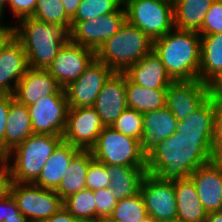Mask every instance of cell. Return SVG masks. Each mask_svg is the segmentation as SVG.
<instances>
[{
    "mask_svg": "<svg viewBox=\"0 0 222 222\" xmlns=\"http://www.w3.org/2000/svg\"><path fill=\"white\" fill-rule=\"evenodd\" d=\"M213 138L176 131L146 153L147 173L168 181L188 178L213 160Z\"/></svg>",
    "mask_w": 222,
    "mask_h": 222,
    "instance_id": "obj_1",
    "label": "cell"
},
{
    "mask_svg": "<svg viewBox=\"0 0 222 222\" xmlns=\"http://www.w3.org/2000/svg\"><path fill=\"white\" fill-rule=\"evenodd\" d=\"M153 52L173 81L199 79L201 42L197 31L174 28L153 40Z\"/></svg>",
    "mask_w": 222,
    "mask_h": 222,
    "instance_id": "obj_2",
    "label": "cell"
},
{
    "mask_svg": "<svg viewBox=\"0 0 222 222\" xmlns=\"http://www.w3.org/2000/svg\"><path fill=\"white\" fill-rule=\"evenodd\" d=\"M19 24V25H18ZM14 25V36L26 52L29 67L47 69L70 39L63 27L25 17Z\"/></svg>",
    "mask_w": 222,
    "mask_h": 222,
    "instance_id": "obj_3",
    "label": "cell"
},
{
    "mask_svg": "<svg viewBox=\"0 0 222 222\" xmlns=\"http://www.w3.org/2000/svg\"><path fill=\"white\" fill-rule=\"evenodd\" d=\"M153 51V40L127 20L120 30L95 52L96 59L114 72H125Z\"/></svg>",
    "mask_w": 222,
    "mask_h": 222,
    "instance_id": "obj_4",
    "label": "cell"
},
{
    "mask_svg": "<svg viewBox=\"0 0 222 222\" xmlns=\"http://www.w3.org/2000/svg\"><path fill=\"white\" fill-rule=\"evenodd\" d=\"M63 136L32 134L4 156L12 182L33 183ZM13 157V163L10 160ZM10 163V164H9Z\"/></svg>",
    "mask_w": 222,
    "mask_h": 222,
    "instance_id": "obj_5",
    "label": "cell"
},
{
    "mask_svg": "<svg viewBox=\"0 0 222 222\" xmlns=\"http://www.w3.org/2000/svg\"><path fill=\"white\" fill-rule=\"evenodd\" d=\"M98 162L108 165L147 167L146 153L140 141L126 136L112 127H104L91 149Z\"/></svg>",
    "mask_w": 222,
    "mask_h": 222,
    "instance_id": "obj_6",
    "label": "cell"
},
{
    "mask_svg": "<svg viewBox=\"0 0 222 222\" xmlns=\"http://www.w3.org/2000/svg\"><path fill=\"white\" fill-rule=\"evenodd\" d=\"M126 20L152 40L166 35L174 27L173 4L163 0H123Z\"/></svg>",
    "mask_w": 222,
    "mask_h": 222,
    "instance_id": "obj_7",
    "label": "cell"
},
{
    "mask_svg": "<svg viewBox=\"0 0 222 222\" xmlns=\"http://www.w3.org/2000/svg\"><path fill=\"white\" fill-rule=\"evenodd\" d=\"M10 194L21 214L31 222H42L63 207V200L55 190L34 183L12 182Z\"/></svg>",
    "mask_w": 222,
    "mask_h": 222,
    "instance_id": "obj_8",
    "label": "cell"
},
{
    "mask_svg": "<svg viewBox=\"0 0 222 222\" xmlns=\"http://www.w3.org/2000/svg\"><path fill=\"white\" fill-rule=\"evenodd\" d=\"M126 21V10L122 4L115 12L98 18L78 21L69 32L72 42L90 48L95 52L117 33Z\"/></svg>",
    "mask_w": 222,
    "mask_h": 222,
    "instance_id": "obj_9",
    "label": "cell"
},
{
    "mask_svg": "<svg viewBox=\"0 0 222 222\" xmlns=\"http://www.w3.org/2000/svg\"><path fill=\"white\" fill-rule=\"evenodd\" d=\"M34 134L63 136L69 109L66 95H47L28 106Z\"/></svg>",
    "mask_w": 222,
    "mask_h": 222,
    "instance_id": "obj_10",
    "label": "cell"
},
{
    "mask_svg": "<svg viewBox=\"0 0 222 222\" xmlns=\"http://www.w3.org/2000/svg\"><path fill=\"white\" fill-rule=\"evenodd\" d=\"M140 193L144 199L147 215L155 222L177 218L174 181L160 180L147 173L142 181Z\"/></svg>",
    "mask_w": 222,
    "mask_h": 222,
    "instance_id": "obj_11",
    "label": "cell"
},
{
    "mask_svg": "<svg viewBox=\"0 0 222 222\" xmlns=\"http://www.w3.org/2000/svg\"><path fill=\"white\" fill-rule=\"evenodd\" d=\"M113 73L112 69L95 58L75 81L64 88L68 106L93 107L104 84Z\"/></svg>",
    "mask_w": 222,
    "mask_h": 222,
    "instance_id": "obj_12",
    "label": "cell"
},
{
    "mask_svg": "<svg viewBox=\"0 0 222 222\" xmlns=\"http://www.w3.org/2000/svg\"><path fill=\"white\" fill-rule=\"evenodd\" d=\"M104 127L93 107H69L63 141L80 150H91Z\"/></svg>",
    "mask_w": 222,
    "mask_h": 222,
    "instance_id": "obj_13",
    "label": "cell"
},
{
    "mask_svg": "<svg viewBox=\"0 0 222 222\" xmlns=\"http://www.w3.org/2000/svg\"><path fill=\"white\" fill-rule=\"evenodd\" d=\"M96 58L95 51L70 39L59 51L47 71L65 88L75 81Z\"/></svg>",
    "mask_w": 222,
    "mask_h": 222,
    "instance_id": "obj_14",
    "label": "cell"
},
{
    "mask_svg": "<svg viewBox=\"0 0 222 222\" xmlns=\"http://www.w3.org/2000/svg\"><path fill=\"white\" fill-rule=\"evenodd\" d=\"M209 97L208 84L199 79L173 81L166 91V106L180 122L196 111Z\"/></svg>",
    "mask_w": 222,
    "mask_h": 222,
    "instance_id": "obj_15",
    "label": "cell"
},
{
    "mask_svg": "<svg viewBox=\"0 0 222 222\" xmlns=\"http://www.w3.org/2000/svg\"><path fill=\"white\" fill-rule=\"evenodd\" d=\"M93 108L105 127H112L116 119L127 108L126 74L114 72L97 96Z\"/></svg>",
    "mask_w": 222,
    "mask_h": 222,
    "instance_id": "obj_16",
    "label": "cell"
},
{
    "mask_svg": "<svg viewBox=\"0 0 222 222\" xmlns=\"http://www.w3.org/2000/svg\"><path fill=\"white\" fill-rule=\"evenodd\" d=\"M47 95H66L56 79L47 69H35L29 67L25 75L19 80L14 98L25 106H31L38 102L41 97Z\"/></svg>",
    "mask_w": 222,
    "mask_h": 222,
    "instance_id": "obj_17",
    "label": "cell"
},
{
    "mask_svg": "<svg viewBox=\"0 0 222 222\" xmlns=\"http://www.w3.org/2000/svg\"><path fill=\"white\" fill-rule=\"evenodd\" d=\"M28 68L26 52L13 36L0 51V91L13 94Z\"/></svg>",
    "mask_w": 222,
    "mask_h": 222,
    "instance_id": "obj_18",
    "label": "cell"
},
{
    "mask_svg": "<svg viewBox=\"0 0 222 222\" xmlns=\"http://www.w3.org/2000/svg\"><path fill=\"white\" fill-rule=\"evenodd\" d=\"M189 178L207 213L216 212L222 202V170L212 160L194 171Z\"/></svg>",
    "mask_w": 222,
    "mask_h": 222,
    "instance_id": "obj_19",
    "label": "cell"
},
{
    "mask_svg": "<svg viewBox=\"0 0 222 222\" xmlns=\"http://www.w3.org/2000/svg\"><path fill=\"white\" fill-rule=\"evenodd\" d=\"M124 73L133 83L148 89H167L173 82L153 51L131 65Z\"/></svg>",
    "mask_w": 222,
    "mask_h": 222,
    "instance_id": "obj_20",
    "label": "cell"
},
{
    "mask_svg": "<svg viewBox=\"0 0 222 222\" xmlns=\"http://www.w3.org/2000/svg\"><path fill=\"white\" fill-rule=\"evenodd\" d=\"M178 121L167 106L143 114L141 146L147 153L154 145L177 131Z\"/></svg>",
    "mask_w": 222,
    "mask_h": 222,
    "instance_id": "obj_21",
    "label": "cell"
},
{
    "mask_svg": "<svg viewBox=\"0 0 222 222\" xmlns=\"http://www.w3.org/2000/svg\"><path fill=\"white\" fill-rule=\"evenodd\" d=\"M80 149L62 141L47 159L39 177L33 182L44 189L56 190L66 176L67 168L73 156Z\"/></svg>",
    "mask_w": 222,
    "mask_h": 222,
    "instance_id": "obj_22",
    "label": "cell"
},
{
    "mask_svg": "<svg viewBox=\"0 0 222 222\" xmlns=\"http://www.w3.org/2000/svg\"><path fill=\"white\" fill-rule=\"evenodd\" d=\"M147 167H131L122 165H108L110 176L108 188L112 190V196L120 201L140 192L141 184L147 174Z\"/></svg>",
    "mask_w": 222,
    "mask_h": 222,
    "instance_id": "obj_23",
    "label": "cell"
},
{
    "mask_svg": "<svg viewBox=\"0 0 222 222\" xmlns=\"http://www.w3.org/2000/svg\"><path fill=\"white\" fill-rule=\"evenodd\" d=\"M32 134L34 132L28 107L19 103L13 94H10V109L5 131V155Z\"/></svg>",
    "mask_w": 222,
    "mask_h": 222,
    "instance_id": "obj_24",
    "label": "cell"
},
{
    "mask_svg": "<svg viewBox=\"0 0 222 222\" xmlns=\"http://www.w3.org/2000/svg\"><path fill=\"white\" fill-rule=\"evenodd\" d=\"M175 197L177 201V218L186 222H204L207 212L199 200L192 180H174Z\"/></svg>",
    "mask_w": 222,
    "mask_h": 222,
    "instance_id": "obj_25",
    "label": "cell"
},
{
    "mask_svg": "<svg viewBox=\"0 0 222 222\" xmlns=\"http://www.w3.org/2000/svg\"><path fill=\"white\" fill-rule=\"evenodd\" d=\"M94 159L91 150H79L70 161L66 176L61 180L55 192L62 200L86 188V174L90 162Z\"/></svg>",
    "mask_w": 222,
    "mask_h": 222,
    "instance_id": "obj_26",
    "label": "cell"
},
{
    "mask_svg": "<svg viewBox=\"0 0 222 222\" xmlns=\"http://www.w3.org/2000/svg\"><path fill=\"white\" fill-rule=\"evenodd\" d=\"M214 0H176L173 4L174 27L199 31Z\"/></svg>",
    "mask_w": 222,
    "mask_h": 222,
    "instance_id": "obj_27",
    "label": "cell"
},
{
    "mask_svg": "<svg viewBox=\"0 0 222 222\" xmlns=\"http://www.w3.org/2000/svg\"><path fill=\"white\" fill-rule=\"evenodd\" d=\"M199 80L209 84L222 71V33L200 36Z\"/></svg>",
    "mask_w": 222,
    "mask_h": 222,
    "instance_id": "obj_28",
    "label": "cell"
},
{
    "mask_svg": "<svg viewBox=\"0 0 222 222\" xmlns=\"http://www.w3.org/2000/svg\"><path fill=\"white\" fill-rule=\"evenodd\" d=\"M167 89H148L133 83L126 76V104L127 108L145 114L166 106Z\"/></svg>",
    "mask_w": 222,
    "mask_h": 222,
    "instance_id": "obj_29",
    "label": "cell"
},
{
    "mask_svg": "<svg viewBox=\"0 0 222 222\" xmlns=\"http://www.w3.org/2000/svg\"><path fill=\"white\" fill-rule=\"evenodd\" d=\"M215 110L213 100L209 97L196 111L178 122L180 134L214 136Z\"/></svg>",
    "mask_w": 222,
    "mask_h": 222,
    "instance_id": "obj_30",
    "label": "cell"
},
{
    "mask_svg": "<svg viewBox=\"0 0 222 222\" xmlns=\"http://www.w3.org/2000/svg\"><path fill=\"white\" fill-rule=\"evenodd\" d=\"M32 18L71 31V19L65 12L62 0H37Z\"/></svg>",
    "mask_w": 222,
    "mask_h": 222,
    "instance_id": "obj_31",
    "label": "cell"
},
{
    "mask_svg": "<svg viewBox=\"0 0 222 222\" xmlns=\"http://www.w3.org/2000/svg\"><path fill=\"white\" fill-rule=\"evenodd\" d=\"M147 216L142 194L121 199L109 219L114 222H138Z\"/></svg>",
    "mask_w": 222,
    "mask_h": 222,
    "instance_id": "obj_32",
    "label": "cell"
},
{
    "mask_svg": "<svg viewBox=\"0 0 222 222\" xmlns=\"http://www.w3.org/2000/svg\"><path fill=\"white\" fill-rule=\"evenodd\" d=\"M63 207L77 220L96 218V201L93 191L89 189L65 198Z\"/></svg>",
    "mask_w": 222,
    "mask_h": 222,
    "instance_id": "obj_33",
    "label": "cell"
},
{
    "mask_svg": "<svg viewBox=\"0 0 222 222\" xmlns=\"http://www.w3.org/2000/svg\"><path fill=\"white\" fill-rule=\"evenodd\" d=\"M123 0H82L74 17L71 19V28L78 21L98 18L101 15L115 12Z\"/></svg>",
    "mask_w": 222,
    "mask_h": 222,
    "instance_id": "obj_34",
    "label": "cell"
},
{
    "mask_svg": "<svg viewBox=\"0 0 222 222\" xmlns=\"http://www.w3.org/2000/svg\"><path fill=\"white\" fill-rule=\"evenodd\" d=\"M112 128L126 136L140 141L143 132V114L136 110L126 108L116 119Z\"/></svg>",
    "mask_w": 222,
    "mask_h": 222,
    "instance_id": "obj_35",
    "label": "cell"
},
{
    "mask_svg": "<svg viewBox=\"0 0 222 222\" xmlns=\"http://www.w3.org/2000/svg\"><path fill=\"white\" fill-rule=\"evenodd\" d=\"M110 181L107 165L93 159L86 174V189L91 191L100 190L108 187Z\"/></svg>",
    "mask_w": 222,
    "mask_h": 222,
    "instance_id": "obj_36",
    "label": "cell"
},
{
    "mask_svg": "<svg viewBox=\"0 0 222 222\" xmlns=\"http://www.w3.org/2000/svg\"><path fill=\"white\" fill-rule=\"evenodd\" d=\"M198 33L200 36L222 33V0L212 2Z\"/></svg>",
    "mask_w": 222,
    "mask_h": 222,
    "instance_id": "obj_37",
    "label": "cell"
},
{
    "mask_svg": "<svg viewBox=\"0 0 222 222\" xmlns=\"http://www.w3.org/2000/svg\"><path fill=\"white\" fill-rule=\"evenodd\" d=\"M93 193L96 201V218L108 219L118 203L112 196V190L106 187Z\"/></svg>",
    "mask_w": 222,
    "mask_h": 222,
    "instance_id": "obj_38",
    "label": "cell"
},
{
    "mask_svg": "<svg viewBox=\"0 0 222 222\" xmlns=\"http://www.w3.org/2000/svg\"><path fill=\"white\" fill-rule=\"evenodd\" d=\"M215 110L214 138L212 142L213 156L222 149V93L210 94Z\"/></svg>",
    "mask_w": 222,
    "mask_h": 222,
    "instance_id": "obj_39",
    "label": "cell"
},
{
    "mask_svg": "<svg viewBox=\"0 0 222 222\" xmlns=\"http://www.w3.org/2000/svg\"><path fill=\"white\" fill-rule=\"evenodd\" d=\"M10 109V93H0V157L5 156V131L8 111Z\"/></svg>",
    "mask_w": 222,
    "mask_h": 222,
    "instance_id": "obj_40",
    "label": "cell"
},
{
    "mask_svg": "<svg viewBox=\"0 0 222 222\" xmlns=\"http://www.w3.org/2000/svg\"><path fill=\"white\" fill-rule=\"evenodd\" d=\"M36 4L37 0H7V5L10 6L18 21L25 17H32Z\"/></svg>",
    "mask_w": 222,
    "mask_h": 222,
    "instance_id": "obj_41",
    "label": "cell"
},
{
    "mask_svg": "<svg viewBox=\"0 0 222 222\" xmlns=\"http://www.w3.org/2000/svg\"><path fill=\"white\" fill-rule=\"evenodd\" d=\"M9 216H22L10 193L0 199V222H3Z\"/></svg>",
    "mask_w": 222,
    "mask_h": 222,
    "instance_id": "obj_42",
    "label": "cell"
},
{
    "mask_svg": "<svg viewBox=\"0 0 222 222\" xmlns=\"http://www.w3.org/2000/svg\"><path fill=\"white\" fill-rule=\"evenodd\" d=\"M12 179L7 162L0 159V199L6 197L10 193Z\"/></svg>",
    "mask_w": 222,
    "mask_h": 222,
    "instance_id": "obj_43",
    "label": "cell"
},
{
    "mask_svg": "<svg viewBox=\"0 0 222 222\" xmlns=\"http://www.w3.org/2000/svg\"><path fill=\"white\" fill-rule=\"evenodd\" d=\"M42 222H78L64 207Z\"/></svg>",
    "mask_w": 222,
    "mask_h": 222,
    "instance_id": "obj_44",
    "label": "cell"
},
{
    "mask_svg": "<svg viewBox=\"0 0 222 222\" xmlns=\"http://www.w3.org/2000/svg\"><path fill=\"white\" fill-rule=\"evenodd\" d=\"M14 36V26L4 25L3 20H0V51Z\"/></svg>",
    "mask_w": 222,
    "mask_h": 222,
    "instance_id": "obj_45",
    "label": "cell"
},
{
    "mask_svg": "<svg viewBox=\"0 0 222 222\" xmlns=\"http://www.w3.org/2000/svg\"><path fill=\"white\" fill-rule=\"evenodd\" d=\"M82 0H62L67 16L72 19Z\"/></svg>",
    "mask_w": 222,
    "mask_h": 222,
    "instance_id": "obj_46",
    "label": "cell"
},
{
    "mask_svg": "<svg viewBox=\"0 0 222 222\" xmlns=\"http://www.w3.org/2000/svg\"><path fill=\"white\" fill-rule=\"evenodd\" d=\"M210 94L222 93V71L208 84Z\"/></svg>",
    "mask_w": 222,
    "mask_h": 222,
    "instance_id": "obj_47",
    "label": "cell"
},
{
    "mask_svg": "<svg viewBox=\"0 0 222 222\" xmlns=\"http://www.w3.org/2000/svg\"><path fill=\"white\" fill-rule=\"evenodd\" d=\"M204 222H222V214L217 211L208 213Z\"/></svg>",
    "mask_w": 222,
    "mask_h": 222,
    "instance_id": "obj_48",
    "label": "cell"
},
{
    "mask_svg": "<svg viewBox=\"0 0 222 222\" xmlns=\"http://www.w3.org/2000/svg\"><path fill=\"white\" fill-rule=\"evenodd\" d=\"M3 222H31V221L22 215V216H9Z\"/></svg>",
    "mask_w": 222,
    "mask_h": 222,
    "instance_id": "obj_49",
    "label": "cell"
},
{
    "mask_svg": "<svg viewBox=\"0 0 222 222\" xmlns=\"http://www.w3.org/2000/svg\"><path fill=\"white\" fill-rule=\"evenodd\" d=\"M213 161L220 167L222 170V149L219 150L214 156Z\"/></svg>",
    "mask_w": 222,
    "mask_h": 222,
    "instance_id": "obj_50",
    "label": "cell"
},
{
    "mask_svg": "<svg viewBox=\"0 0 222 222\" xmlns=\"http://www.w3.org/2000/svg\"><path fill=\"white\" fill-rule=\"evenodd\" d=\"M5 6H7V0H0V20H3Z\"/></svg>",
    "mask_w": 222,
    "mask_h": 222,
    "instance_id": "obj_51",
    "label": "cell"
},
{
    "mask_svg": "<svg viewBox=\"0 0 222 222\" xmlns=\"http://www.w3.org/2000/svg\"><path fill=\"white\" fill-rule=\"evenodd\" d=\"M78 222H105V219L103 218H92V219H81L78 220Z\"/></svg>",
    "mask_w": 222,
    "mask_h": 222,
    "instance_id": "obj_52",
    "label": "cell"
},
{
    "mask_svg": "<svg viewBox=\"0 0 222 222\" xmlns=\"http://www.w3.org/2000/svg\"><path fill=\"white\" fill-rule=\"evenodd\" d=\"M138 222H155V221L147 215L144 219H142Z\"/></svg>",
    "mask_w": 222,
    "mask_h": 222,
    "instance_id": "obj_53",
    "label": "cell"
},
{
    "mask_svg": "<svg viewBox=\"0 0 222 222\" xmlns=\"http://www.w3.org/2000/svg\"><path fill=\"white\" fill-rule=\"evenodd\" d=\"M164 222H186V221H183L181 219L176 218V219L169 220V221H164Z\"/></svg>",
    "mask_w": 222,
    "mask_h": 222,
    "instance_id": "obj_54",
    "label": "cell"
},
{
    "mask_svg": "<svg viewBox=\"0 0 222 222\" xmlns=\"http://www.w3.org/2000/svg\"><path fill=\"white\" fill-rule=\"evenodd\" d=\"M217 212L222 214V202L220 203L219 209L217 210Z\"/></svg>",
    "mask_w": 222,
    "mask_h": 222,
    "instance_id": "obj_55",
    "label": "cell"
},
{
    "mask_svg": "<svg viewBox=\"0 0 222 222\" xmlns=\"http://www.w3.org/2000/svg\"><path fill=\"white\" fill-rule=\"evenodd\" d=\"M163 1H166V2H169V3H171V4H174V2H175L176 0H163Z\"/></svg>",
    "mask_w": 222,
    "mask_h": 222,
    "instance_id": "obj_56",
    "label": "cell"
},
{
    "mask_svg": "<svg viewBox=\"0 0 222 222\" xmlns=\"http://www.w3.org/2000/svg\"><path fill=\"white\" fill-rule=\"evenodd\" d=\"M105 222H114V221H111V220L108 218V219H105Z\"/></svg>",
    "mask_w": 222,
    "mask_h": 222,
    "instance_id": "obj_57",
    "label": "cell"
}]
</instances>
